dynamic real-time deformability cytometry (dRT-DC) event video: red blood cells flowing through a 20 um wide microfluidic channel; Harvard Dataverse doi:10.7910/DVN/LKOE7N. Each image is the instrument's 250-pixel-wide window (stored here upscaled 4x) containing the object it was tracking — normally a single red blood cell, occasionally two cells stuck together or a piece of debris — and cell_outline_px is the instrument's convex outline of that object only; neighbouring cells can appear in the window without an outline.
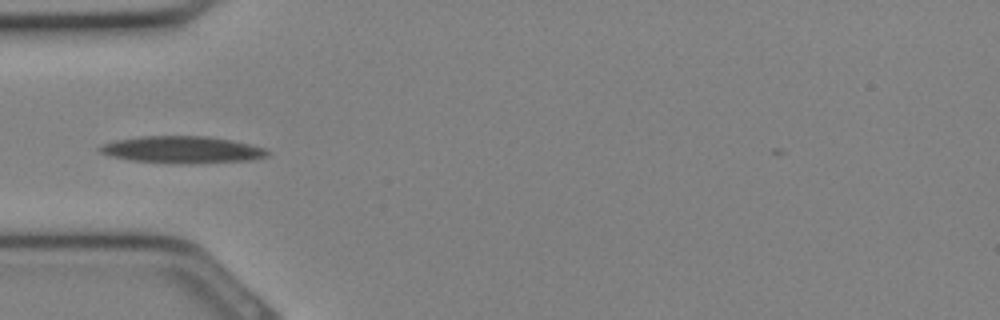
{"species": "Egyptian fruit bat (a non-hibernating species)", "species_latin": "Rousettus aegyptiacus", "temperature_condition": "cold", "stored_images_in_passage": 31, "camera_frame_rate_fps": 3000, "um_per_image_px": 0.085, "animal": {"sex": "female"}, "frame": {"image": 1, "passage_image": 9, "time_ms": 2.667, "image_size_px": [1000, 320], "cell_outline_px": [[268, 156], [252, 160], [188, 164], [172, 164], [128, 160], [112, 156], [100, 152], [96, 148], [104, 144], [116, 140], [140, 136], [204, 136], [232, 140], [264, 148], [268, 152]], "centroid_in_image_um": [15.46, 12.74], "position_along_channel_um": 69.5, "area_um2": 26.47}}
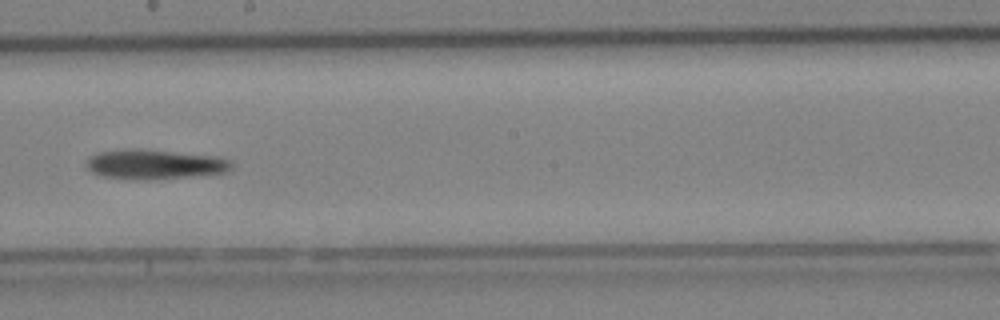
{"frame": {"image": 2, "passage_image": 17, "time_ms": 5.333, "image_size_px": [1000, 320], "cell_outline_px": [[232, 168], [228, 172], [192, 176], [148, 180], [136, 180], [100, 176], [92, 172], [84, 164], [88, 156], [96, 152], [120, 148], [140, 148], [220, 156], [232, 160]], "centroid_in_image_um": [13.11, 13.95], "position_along_channel_um": 235.1, "area_um2": 25.95}}
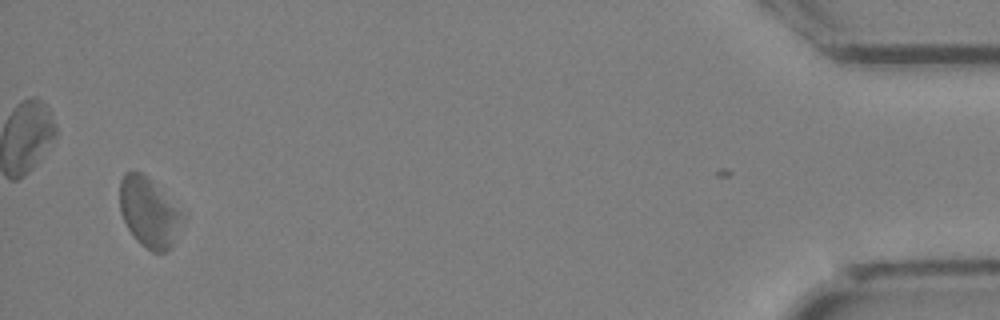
{"frame": {"image": 3, "passage_image": 30, "time_ms": 9.667, "image_size_px": [1000, 320], "cell_outline_px": [[184, 216], [172, 244], [164, 252], [152, 252], [140, 244], [128, 228], [120, 212], [120, 180], [124, 172], [140, 172], [184, 212]], "centroid_in_image_um": [12.64, 18.06], "position_along_channel_um": 422.6, "area_um2": 24.8}}